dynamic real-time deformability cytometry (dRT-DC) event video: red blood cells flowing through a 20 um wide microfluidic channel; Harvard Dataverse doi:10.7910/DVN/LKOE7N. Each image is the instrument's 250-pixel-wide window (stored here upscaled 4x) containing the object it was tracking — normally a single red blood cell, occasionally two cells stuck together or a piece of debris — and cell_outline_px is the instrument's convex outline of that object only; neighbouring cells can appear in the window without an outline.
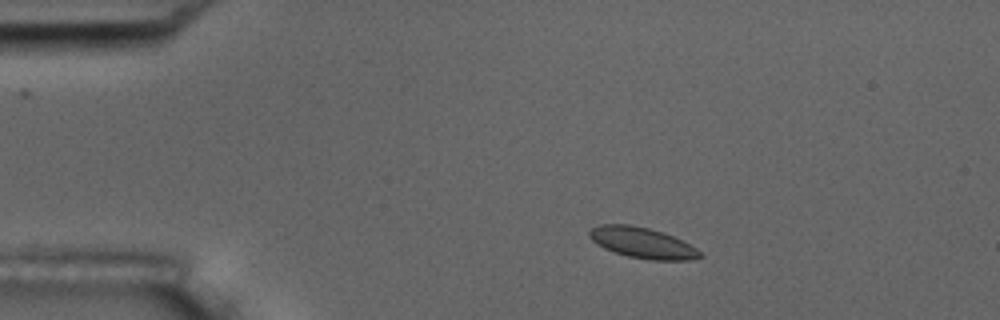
{"species": "common noctule bat (a hibernating species)", "species_latin": "Nyctalus noctula", "temperature_condition": "room temperature", "stored_images_in_passage": 4, "camera_frame_rate_fps": 3000, "um_per_image_px": 0.085, "animal": {"sex": "male", "body_mass_g": 17.5, "forearm_length_mm": 52.3}, "frame": {"image": 1, "passage_image": 1, "time_ms": 0.0, "image_size_px": [1000, 320], "cell_outline_px": [[704, 256], [692, 260], [648, 260], [628, 256], [604, 248], [596, 244], [588, 236], [588, 232], [592, 228], [600, 224], [628, 224], [648, 228], [672, 236], [696, 248]], "centroid_in_image_um": [54.58, 20.64], "position_along_channel_um": 30.4, "area_um2": 19.65}}
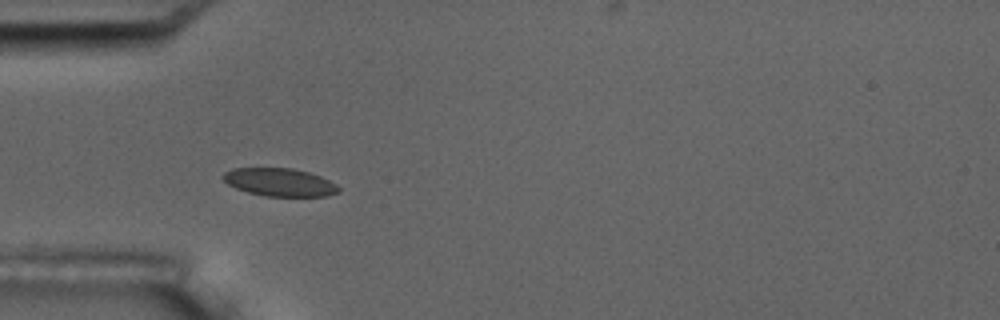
{"frame": {"image": 2, "passage_image": 3, "time_ms": 2.333, "image_size_px": [1000, 320], "cell_outline_px": [[340, 192], [328, 196], [264, 196], [248, 192], [236, 188], [228, 184], [220, 176], [224, 172], [232, 168], [292, 168], [308, 172], [320, 176], [336, 184], [340, 188]], "centroid_in_image_um": [23.76, 15.49], "position_along_channel_um": 61.2, "area_um2": 18.9}}